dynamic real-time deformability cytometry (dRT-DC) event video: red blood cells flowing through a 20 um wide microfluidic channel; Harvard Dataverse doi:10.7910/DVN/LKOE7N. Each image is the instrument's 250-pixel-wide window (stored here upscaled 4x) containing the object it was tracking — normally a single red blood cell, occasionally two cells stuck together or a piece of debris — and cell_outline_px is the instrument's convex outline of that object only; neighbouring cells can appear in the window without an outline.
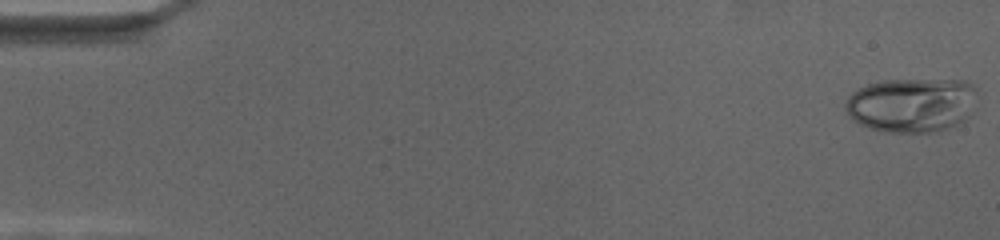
{"species": "human", "species_latin": "Homo sapiens", "temperature_condition": "cold", "stored_images_in_passage": 19, "camera_frame_rate_fps": 3000, "um_per_image_px": 0.085, "donor": {"sex": "female"}, "frame": {"image": 1, "passage_image": 1, "time_ms": 0.0, "image_size_px": [1000, 240], "cell_outline_px": [[980, 96], [976, 108], [964, 120], [940, 132], [884, 132], [860, 124], [852, 120], [848, 116], [844, 108], [844, 104], [848, 96], [852, 92], [868, 84], [880, 80], [968, 80], [976, 88]], "centroid_in_image_um": [77.55, 8.91], "position_along_channel_um": 7.5, "area_um2": 42.71}}